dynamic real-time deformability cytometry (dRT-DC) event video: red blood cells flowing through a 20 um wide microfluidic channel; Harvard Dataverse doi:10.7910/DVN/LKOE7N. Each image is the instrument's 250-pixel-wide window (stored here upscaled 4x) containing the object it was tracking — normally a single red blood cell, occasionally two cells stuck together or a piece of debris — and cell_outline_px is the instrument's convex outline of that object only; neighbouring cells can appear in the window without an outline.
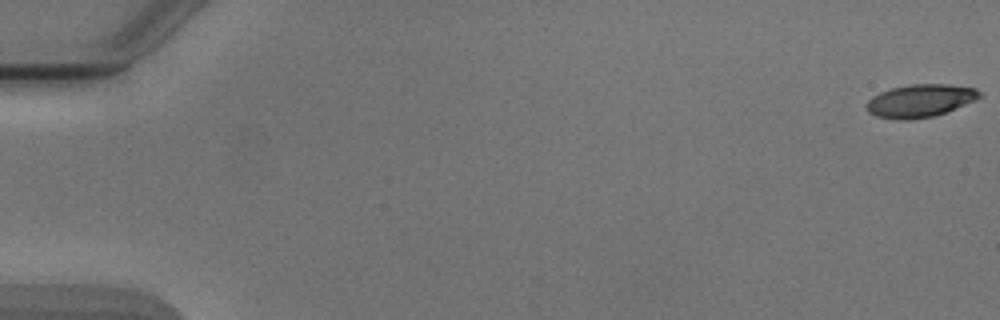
{"species": "Egyptian fruit bat (a non-hibernating species)", "species_latin": "Rousettus aegyptiacus", "temperature_condition": "cold", "stored_images_in_passage": 8, "camera_frame_rate_fps": 3000, "um_per_image_px": 0.085, "animal": {"sex": "male"}, "frame": {"image": 1, "passage_image": 1, "time_ms": 0.0, "image_size_px": [1000, 320], "cell_outline_px": [[984, 96], [976, 100], [944, 112], [932, 116], [912, 120], [896, 120], [876, 116], [868, 112], [868, 100], [872, 96], [880, 92], [892, 88], [908, 84], [948, 84], [976, 88]], "centroid_in_image_um": [78.22, 8.56], "position_along_channel_um": 6.8, "area_um2": 21.62}}
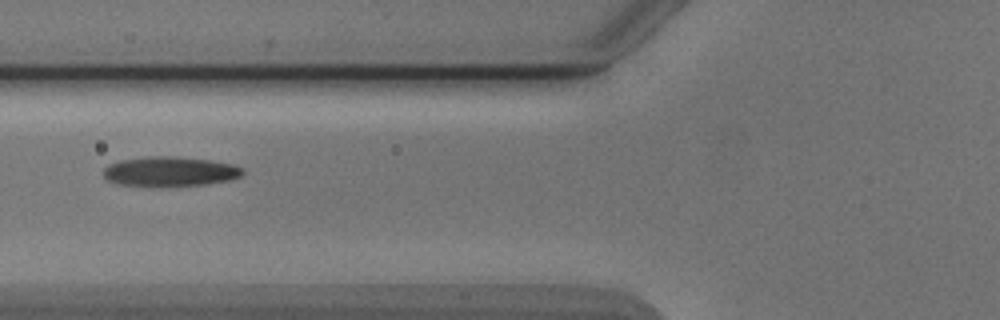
{"frame": {"image": 2, "passage_image": 7, "time_ms": 7.0, "image_size_px": [1000, 320], "cell_outline_px": [[244, 172], [240, 176], [232, 180], [204, 184], [160, 188], [156, 188], [116, 184], [108, 180], [104, 176], [104, 168], [108, 164], [120, 160], [148, 156], [172, 156], [208, 160], [236, 164], [244, 168]], "centroid_in_image_um": [14.44, 14.6], "position_along_channel_um": 111.4, "area_um2": 24.8}}
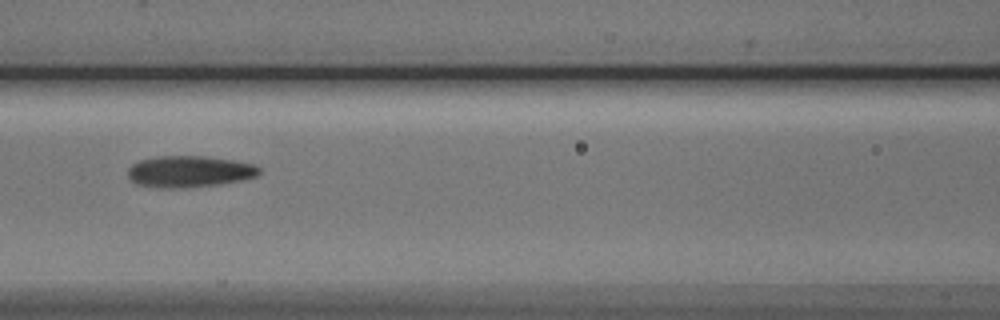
{"frame": {"image": 3, "passage_image": 8, "time_ms": 8.0, "image_size_px": [1000, 320], "cell_outline_px": [[260, 172], [256, 176], [240, 180], [216, 184], [180, 188], [160, 188], [136, 184], [128, 176], [128, 168], [132, 164], [140, 160], [160, 156], [204, 156], [232, 160], [256, 164], [260, 168]], "centroid_in_image_um": [16.08, 14.57], "position_along_channel_um": 150.5, "area_um2": 23.93}}